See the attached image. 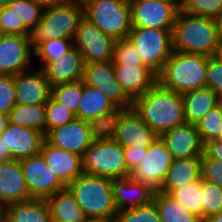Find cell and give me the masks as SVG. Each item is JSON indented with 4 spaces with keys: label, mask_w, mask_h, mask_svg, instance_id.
Listing matches in <instances>:
<instances>
[{
    "label": "cell",
    "mask_w": 222,
    "mask_h": 222,
    "mask_svg": "<svg viewBox=\"0 0 222 222\" xmlns=\"http://www.w3.org/2000/svg\"><path fill=\"white\" fill-rule=\"evenodd\" d=\"M180 10L187 14L215 19L222 13V0H183Z\"/></svg>",
    "instance_id": "39"
},
{
    "label": "cell",
    "mask_w": 222,
    "mask_h": 222,
    "mask_svg": "<svg viewBox=\"0 0 222 222\" xmlns=\"http://www.w3.org/2000/svg\"><path fill=\"white\" fill-rule=\"evenodd\" d=\"M120 109L98 88L83 82V93L78 107L77 118L105 130Z\"/></svg>",
    "instance_id": "17"
},
{
    "label": "cell",
    "mask_w": 222,
    "mask_h": 222,
    "mask_svg": "<svg viewBox=\"0 0 222 222\" xmlns=\"http://www.w3.org/2000/svg\"><path fill=\"white\" fill-rule=\"evenodd\" d=\"M84 17L115 41L132 30L129 0H92L83 6Z\"/></svg>",
    "instance_id": "7"
},
{
    "label": "cell",
    "mask_w": 222,
    "mask_h": 222,
    "mask_svg": "<svg viewBox=\"0 0 222 222\" xmlns=\"http://www.w3.org/2000/svg\"><path fill=\"white\" fill-rule=\"evenodd\" d=\"M7 7L16 12L30 32L36 28L43 13V9L32 0H11Z\"/></svg>",
    "instance_id": "36"
},
{
    "label": "cell",
    "mask_w": 222,
    "mask_h": 222,
    "mask_svg": "<svg viewBox=\"0 0 222 222\" xmlns=\"http://www.w3.org/2000/svg\"><path fill=\"white\" fill-rule=\"evenodd\" d=\"M144 66L158 75L173 52L172 29L132 27L127 37Z\"/></svg>",
    "instance_id": "8"
},
{
    "label": "cell",
    "mask_w": 222,
    "mask_h": 222,
    "mask_svg": "<svg viewBox=\"0 0 222 222\" xmlns=\"http://www.w3.org/2000/svg\"><path fill=\"white\" fill-rule=\"evenodd\" d=\"M90 1H92V0H64V2H70V3L82 5V6H84L85 4H87Z\"/></svg>",
    "instance_id": "54"
},
{
    "label": "cell",
    "mask_w": 222,
    "mask_h": 222,
    "mask_svg": "<svg viewBox=\"0 0 222 222\" xmlns=\"http://www.w3.org/2000/svg\"><path fill=\"white\" fill-rule=\"evenodd\" d=\"M132 108L158 136L186 123L182 94L164 88L158 82L136 97Z\"/></svg>",
    "instance_id": "1"
},
{
    "label": "cell",
    "mask_w": 222,
    "mask_h": 222,
    "mask_svg": "<svg viewBox=\"0 0 222 222\" xmlns=\"http://www.w3.org/2000/svg\"><path fill=\"white\" fill-rule=\"evenodd\" d=\"M15 104V76L0 75V113L9 114Z\"/></svg>",
    "instance_id": "43"
},
{
    "label": "cell",
    "mask_w": 222,
    "mask_h": 222,
    "mask_svg": "<svg viewBox=\"0 0 222 222\" xmlns=\"http://www.w3.org/2000/svg\"><path fill=\"white\" fill-rule=\"evenodd\" d=\"M186 123L196 124L211 109L218 106V95L205 86L182 94Z\"/></svg>",
    "instance_id": "29"
},
{
    "label": "cell",
    "mask_w": 222,
    "mask_h": 222,
    "mask_svg": "<svg viewBox=\"0 0 222 222\" xmlns=\"http://www.w3.org/2000/svg\"><path fill=\"white\" fill-rule=\"evenodd\" d=\"M34 48L30 36L1 35L0 75H16L33 69Z\"/></svg>",
    "instance_id": "16"
},
{
    "label": "cell",
    "mask_w": 222,
    "mask_h": 222,
    "mask_svg": "<svg viewBox=\"0 0 222 222\" xmlns=\"http://www.w3.org/2000/svg\"><path fill=\"white\" fill-rule=\"evenodd\" d=\"M90 222L114 221L118 213L111 178L83 173L66 186Z\"/></svg>",
    "instance_id": "3"
},
{
    "label": "cell",
    "mask_w": 222,
    "mask_h": 222,
    "mask_svg": "<svg viewBox=\"0 0 222 222\" xmlns=\"http://www.w3.org/2000/svg\"><path fill=\"white\" fill-rule=\"evenodd\" d=\"M218 105L222 107V92L218 95Z\"/></svg>",
    "instance_id": "57"
},
{
    "label": "cell",
    "mask_w": 222,
    "mask_h": 222,
    "mask_svg": "<svg viewBox=\"0 0 222 222\" xmlns=\"http://www.w3.org/2000/svg\"><path fill=\"white\" fill-rule=\"evenodd\" d=\"M216 26H217V32H218V38L220 41V44H222V13L215 18Z\"/></svg>",
    "instance_id": "50"
},
{
    "label": "cell",
    "mask_w": 222,
    "mask_h": 222,
    "mask_svg": "<svg viewBox=\"0 0 222 222\" xmlns=\"http://www.w3.org/2000/svg\"><path fill=\"white\" fill-rule=\"evenodd\" d=\"M2 217V209H0V218Z\"/></svg>",
    "instance_id": "60"
},
{
    "label": "cell",
    "mask_w": 222,
    "mask_h": 222,
    "mask_svg": "<svg viewBox=\"0 0 222 222\" xmlns=\"http://www.w3.org/2000/svg\"><path fill=\"white\" fill-rule=\"evenodd\" d=\"M122 147H149L159 136L133 109H121L104 130Z\"/></svg>",
    "instance_id": "9"
},
{
    "label": "cell",
    "mask_w": 222,
    "mask_h": 222,
    "mask_svg": "<svg viewBox=\"0 0 222 222\" xmlns=\"http://www.w3.org/2000/svg\"><path fill=\"white\" fill-rule=\"evenodd\" d=\"M125 162L128 168V171H133L138 167L143 160L144 155L147 154V147H123Z\"/></svg>",
    "instance_id": "46"
},
{
    "label": "cell",
    "mask_w": 222,
    "mask_h": 222,
    "mask_svg": "<svg viewBox=\"0 0 222 222\" xmlns=\"http://www.w3.org/2000/svg\"><path fill=\"white\" fill-rule=\"evenodd\" d=\"M83 82L102 93L120 110L133 107V100L116 80L112 61L84 64Z\"/></svg>",
    "instance_id": "14"
},
{
    "label": "cell",
    "mask_w": 222,
    "mask_h": 222,
    "mask_svg": "<svg viewBox=\"0 0 222 222\" xmlns=\"http://www.w3.org/2000/svg\"><path fill=\"white\" fill-rule=\"evenodd\" d=\"M200 158L173 159L159 192L170 194L174 189L198 181L201 178Z\"/></svg>",
    "instance_id": "26"
},
{
    "label": "cell",
    "mask_w": 222,
    "mask_h": 222,
    "mask_svg": "<svg viewBox=\"0 0 222 222\" xmlns=\"http://www.w3.org/2000/svg\"><path fill=\"white\" fill-rule=\"evenodd\" d=\"M72 42L73 47L81 54L84 64L113 60L116 41L85 17L80 21Z\"/></svg>",
    "instance_id": "10"
},
{
    "label": "cell",
    "mask_w": 222,
    "mask_h": 222,
    "mask_svg": "<svg viewBox=\"0 0 222 222\" xmlns=\"http://www.w3.org/2000/svg\"><path fill=\"white\" fill-rule=\"evenodd\" d=\"M203 221L222 211V187L202 179Z\"/></svg>",
    "instance_id": "37"
},
{
    "label": "cell",
    "mask_w": 222,
    "mask_h": 222,
    "mask_svg": "<svg viewBox=\"0 0 222 222\" xmlns=\"http://www.w3.org/2000/svg\"><path fill=\"white\" fill-rule=\"evenodd\" d=\"M202 178L183 186L182 188L174 189L169 195L176 202L181 204L189 212L194 213L203 221V206H202Z\"/></svg>",
    "instance_id": "32"
},
{
    "label": "cell",
    "mask_w": 222,
    "mask_h": 222,
    "mask_svg": "<svg viewBox=\"0 0 222 222\" xmlns=\"http://www.w3.org/2000/svg\"><path fill=\"white\" fill-rule=\"evenodd\" d=\"M46 201L53 222H90L67 187Z\"/></svg>",
    "instance_id": "28"
},
{
    "label": "cell",
    "mask_w": 222,
    "mask_h": 222,
    "mask_svg": "<svg viewBox=\"0 0 222 222\" xmlns=\"http://www.w3.org/2000/svg\"><path fill=\"white\" fill-rule=\"evenodd\" d=\"M195 125L204 145L218 140L222 132V107L218 105L211 109Z\"/></svg>",
    "instance_id": "35"
},
{
    "label": "cell",
    "mask_w": 222,
    "mask_h": 222,
    "mask_svg": "<svg viewBox=\"0 0 222 222\" xmlns=\"http://www.w3.org/2000/svg\"><path fill=\"white\" fill-rule=\"evenodd\" d=\"M219 45L214 18L191 15L179 10L172 29L173 51L213 57Z\"/></svg>",
    "instance_id": "2"
},
{
    "label": "cell",
    "mask_w": 222,
    "mask_h": 222,
    "mask_svg": "<svg viewBox=\"0 0 222 222\" xmlns=\"http://www.w3.org/2000/svg\"><path fill=\"white\" fill-rule=\"evenodd\" d=\"M20 166L31 198L47 199L66 187L41 154L20 160Z\"/></svg>",
    "instance_id": "15"
},
{
    "label": "cell",
    "mask_w": 222,
    "mask_h": 222,
    "mask_svg": "<svg viewBox=\"0 0 222 222\" xmlns=\"http://www.w3.org/2000/svg\"><path fill=\"white\" fill-rule=\"evenodd\" d=\"M112 194L118 212L145 206L153 201L155 192L130 176L111 178Z\"/></svg>",
    "instance_id": "22"
},
{
    "label": "cell",
    "mask_w": 222,
    "mask_h": 222,
    "mask_svg": "<svg viewBox=\"0 0 222 222\" xmlns=\"http://www.w3.org/2000/svg\"><path fill=\"white\" fill-rule=\"evenodd\" d=\"M218 140H219V141H222V132H221V135H220V137H219Z\"/></svg>",
    "instance_id": "59"
},
{
    "label": "cell",
    "mask_w": 222,
    "mask_h": 222,
    "mask_svg": "<svg viewBox=\"0 0 222 222\" xmlns=\"http://www.w3.org/2000/svg\"><path fill=\"white\" fill-rule=\"evenodd\" d=\"M222 66V44L216 49V52L213 56Z\"/></svg>",
    "instance_id": "53"
},
{
    "label": "cell",
    "mask_w": 222,
    "mask_h": 222,
    "mask_svg": "<svg viewBox=\"0 0 222 222\" xmlns=\"http://www.w3.org/2000/svg\"><path fill=\"white\" fill-rule=\"evenodd\" d=\"M161 222H203L200 217L181 204L172 196L163 192H156L153 197Z\"/></svg>",
    "instance_id": "31"
},
{
    "label": "cell",
    "mask_w": 222,
    "mask_h": 222,
    "mask_svg": "<svg viewBox=\"0 0 222 222\" xmlns=\"http://www.w3.org/2000/svg\"><path fill=\"white\" fill-rule=\"evenodd\" d=\"M112 63L113 65L144 66L137 49L128 38L115 42Z\"/></svg>",
    "instance_id": "42"
},
{
    "label": "cell",
    "mask_w": 222,
    "mask_h": 222,
    "mask_svg": "<svg viewBox=\"0 0 222 222\" xmlns=\"http://www.w3.org/2000/svg\"><path fill=\"white\" fill-rule=\"evenodd\" d=\"M173 161L172 155L164 142L158 137L149 147L140 165L130 172V177L152 189L160 191L167 170Z\"/></svg>",
    "instance_id": "12"
},
{
    "label": "cell",
    "mask_w": 222,
    "mask_h": 222,
    "mask_svg": "<svg viewBox=\"0 0 222 222\" xmlns=\"http://www.w3.org/2000/svg\"><path fill=\"white\" fill-rule=\"evenodd\" d=\"M3 143L10 148L13 160L20 161L40 154L45 134L28 128L8 123L0 134Z\"/></svg>",
    "instance_id": "19"
},
{
    "label": "cell",
    "mask_w": 222,
    "mask_h": 222,
    "mask_svg": "<svg viewBox=\"0 0 222 222\" xmlns=\"http://www.w3.org/2000/svg\"><path fill=\"white\" fill-rule=\"evenodd\" d=\"M30 199L20 161L0 162V208Z\"/></svg>",
    "instance_id": "21"
},
{
    "label": "cell",
    "mask_w": 222,
    "mask_h": 222,
    "mask_svg": "<svg viewBox=\"0 0 222 222\" xmlns=\"http://www.w3.org/2000/svg\"><path fill=\"white\" fill-rule=\"evenodd\" d=\"M209 58L201 54L173 51L157 75V82L179 94L205 87Z\"/></svg>",
    "instance_id": "4"
},
{
    "label": "cell",
    "mask_w": 222,
    "mask_h": 222,
    "mask_svg": "<svg viewBox=\"0 0 222 222\" xmlns=\"http://www.w3.org/2000/svg\"><path fill=\"white\" fill-rule=\"evenodd\" d=\"M0 222H6L3 217L0 218Z\"/></svg>",
    "instance_id": "58"
},
{
    "label": "cell",
    "mask_w": 222,
    "mask_h": 222,
    "mask_svg": "<svg viewBox=\"0 0 222 222\" xmlns=\"http://www.w3.org/2000/svg\"><path fill=\"white\" fill-rule=\"evenodd\" d=\"M204 152L218 161H222V141L212 140L205 144Z\"/></svg>",
    "instance_id": "47"
},
{
    "label": "cell",
    "mask_w": 222,
    "mask_h": 222,
    "mask_svg": "<svg viewBox=\"0 0 222 222\" xmlns=\"http://www.w3.org/2000/svg\"><path fill=\"white\" fill-rule=\"evenodd\" d=\"M83 93V80L68 83H59L52 86V97L77 118L78 107Z\"/></svg>",
    "instance_id": "33"
},
{
    "label": "cell",
    "mask_w": 222,
    "mask_h": 222,
    "mask_svg": "<svg viewBox=\"0 0 222 222\" xmlns=\"http://www.w3.org/2000/svg\"><path fill=\"white\" fill-rule=\"evenodd\" d=\"M168 148L173 159L201 157L204 153V144L196 125L185 123L159 136Z\"/></svg>",
    "instance_id": "18"
},
{
    "label": "cell",
    "mask_w": 222,
    "mask_h": 222,
    "mask_svg": "<svg viewBox=\"0 0 222 222\" xmlns=\"http://www.w3.org/2000/svg\"><path fill=\"white\" fill-rule=\"evenodd\" d=\"M45 110L46 133L49 130L61 127L76 118V115L73 112L56 101L52 96L45 103Z\"/></svg>",
    "instance_id": "38"
},
{
    "label": "cell",
    "mask_w": 222,
    "mask_h": 222,
    "mask_svg": "<svg viewBox=\"0 0 222 222\" xmlns=\"http://www.w3.org/2000/svg\"><path fill=\"white\" fill-rule=\"evenodd\" d=\"M15 75L16 104H45L52 95V85L40 68Z\"/></svg>",
    "instance_id": "20"
},
{
    "label": "cell",
    "mask_w": 222,
    "mask_h": 222,
    "mask_svg": "<svg viewBox=\"0 0 222 222\" xmlns=\"http://www.w3.org/2000/svg\"><path fill=\"white\" fill-rule=\"evenodd\" d=\"M101 131L93 123L75 118L61 127L49 130L45 134V141L83 157Z\"/></svg>",
    "instance_id": "11"
},
{
    "label": "cell",
    "mask_w": 222,
    "mask_h": 222,
    "mask_svg": "<svg viewBox=\"0 0 222 222\" xmlns=\"http://www.w3.org/2000/svg\"><path fill=\"white\" fill-rule=\"evenodd\" d=\"M167 2H172L173 4H176L179 8H181L183 0H164Z\"/></svg>",
    "instance_id": "55"
},
{
    "label": "cell",
    "mask_w": 222,
    "mask_h": 222,
    "mask_svg": "<svg viewBox=\"0 0 222 222\" xmlns=\"http://www.w3.org/2000/svg\"><path fill=\"white\" fill-rule=\"evenodd\" d=\"M6 222H53L46 199L11 203L2 209Z\"/></svg>",
    "instance_id": "27"
},
{
    "label": "cell",
    "mask_w": 222,
    "mask_h": 222,
    "mask_svg": "<svg viewBox=\"0 0 222 222\" xmlns=\"http://www.w3.org/2000/svg\"><path fill=\"white\" fill-rule=\"evenodd\" d=\"M83 172L108 178L130 176L123 147L102 130L83 157Z\"/></svg>",
    "instance_id": "5"
},
{
    "label": "cell",
    "mask_w": 222,
    "mask_h": 222,
    "mask_svg": "<svg viewBox=\"0 0 222 222\" xmlns=\"http://www.w3.org/2000/svg\"><path fill=\"white\" fill-rule=\"evenodd\" d=\"M132 27L173 29L180 8L164 0H129Z\"/></svg>",
    "instance_id": "13"
},
{
    "label": "cell",
    "mask_w": 222,
    "mask_h": 222,
    "mask_svg": "<svg viewBox=\"0 0 222 222\" xmlns=\"http://www.w3.org/2000/svg\"><path fill=\"white\" fill-rule=\"evenodd\" d=\"M206 86L211 88L217 95L222 92V66L214 57L208 59Z\"/></svg>",
    "instance_id": "45"
},
{
    "label": "cell",
    "mask_w": 222,
    "mask_h": 222,
    "mask_svg": "<svg viewBox=\"0 0 222 222\" xmlns=\"http://www.w3.org/2000/svg\"><path fill=\"white\" fill-rule=\"evenodd\" d=\"M203 222H222V211L218 214L212 215Z\"/></svg>",
    "instance_id": "52"
},
{
    "label": "cell",
    "mask_w": 222,
    "mask_h": 222,
    "mask_svg": "<svg viewBox=\"0 0 222 222\" xmlns=\"http://www.w3.org/2000/svg\"><path fill=\"white\" fill-rule=\"evenodd\" d=\"M200 161L201 178L222 187V161L210 158L205 152Z\"/></svg>",
    "instance_id": "44"
},
{
    "label": "cell",
    "mask_w": 222,
    "mask_h": 222,
    "mask_svg": "<svg viewBox=\"0 0 222 222\" xmlns=\"http://www.w3.org/2000/svg\"><path fill=\"white\" fill-rule=\"evenodd\" d=\"M116 80L134 100L157 83V75L146 66L113 65Z\"/></svg>",
    "instance_id": "25"
},
{
    "label": "cell",
    "mask_w": 222,
    "mask_h": 222,
    "mask_svg": "<svg viewBox=\"0 0 222 222\" xmlns=\"http://www.w3.org/2000/svg\"><path fill=\"white\" fill-rule=\"evenodd\" d=\"M9 123L8 114L0 113V134L5 130Z\"/></svg>",
    "instance_id": "51"
},
{
    "label": "cell",
    "mask_w": 222,
    "mask_h": 222,
    "mask_svg": "<svg viewBox=\"0 0 222 222\" xmlns=\"http://www.w3.org/2000/svg\"><path fill=\"white\" fill-rule=\"evenodd\" d=\"M73 39L53 38L40 42L34 48V59L39 60L37 68H42L48 61L57 59L73 47Z\"/></svg>",
    "instance_id": "34"
},
{
    "label": "cell",
    "mask_w": 222,
    "mask_h": 222,
    "mask_svg": "<svg viewBox=\"0 0 222 222\" xmlns=\"http://www.w3.org/2000/svg\"><path fill=\"white\" fill-rule=\"evenodd\" d=\"M41 70L52 86L76 82L83 79L84 62L81 54L72 47L57 59L48 61Z\"/></svg>",
    "instance_id": "24"
},
{
    "label": "cell",
    "mask_w": 222,
    "mask_h": 222,
    "mask_svg": "<svg viewBox=\"0 0 222 222\" xmlns=\"http://www.w3.org/2000/svg\"><path fill=\"white\" fill-rule=\"evenodd\" d=\"M0 34L31 36V32L24 26L22 19H19L16 12L7 6L0 8Z\"/></svg>",
    "instance_id": "41"
},
{
    "label": "cell",
    "mask_w": 222,
    "mask_h": 222,
    "mask_svg": "<svg viewBox=\"0 0 222 222\" xmlns=\"http://www.w3.org/2000/svg\"><path fill=\"white\" fill-rule=\"evenodd\" d=\"M11 0H0V8L7 6V4L10 2Z\"/></svg>",
    "instance_id": "56"
},
{
    "label": "cell",
    "mask_w": 222,
    "mask_h": 222,
    "mask_svg": "<svg viewBox=\"0 0 222 222\" xmlns=\"http://www.w3.org/2000/svg\"><path fill=\"white\" fill-rule=\"evenodd\" d=\"M116 222H161L158 209L152 201L145 206L118 212Z\"/></svg>",
    "instance_id": "40"
},
{
    "label": "cell",
    "mask_w": 222,
    "mask_h": 222,
    "mask_svg": "<svg viewBox=\"0 0 222 222\" xmlns=\"http://www.w3.org/2000/svg\"><path fill=\"white\" fill-rule=\"evenodd\" d=\"M40 154L65 186L84 173L82 156L76 153L54 147L44 141Z\"/></svg>",
    "instance_id": "23"
},
{
    "label": "cell",
    "mask_w": 222,
    "mask_h": 222,
    "mask_svg": "<svg viewBox=\"0 0 222 222\" xmlns=\"http://www.w3.org/2000/svg\"><path fill=\"white\" fill-rule=\"evenodd\" d=\"M42 9L51 8L52 6L60 5L64 0H32Z\"/></svg>",
    "instance_id": "49"
},
{
    "label": "cell",
    "mask_w": 222,
    "mask_h": 222,
    "mask_svg": "<svg viewBox=\"0 0 222 222\" xmlns=\"http://www.w3.org/2000/svg\"><path fill=\"white\" fill-rule=\"evenodd\" d=\"M13 160L10 148H7L0 137V162Z\"/></svg>",
    "instance_id": "48"
},
{
    "label": "cell",
    "mask_w": 222,
    "mask_h": 222,
    "mask_svg": "<svg viewBox=\"0 0 222 222\" xmlns=\"http://www.w3.org/2000/svg\"><path fill=\"white\" fill-rule=\"evenodd\" d=\"M83 17V6L70 2L43 9L41 20L31 32L33 48L44 40L56 37L73 39Z\"/></svg>",
    "instance_id": "6"
},
{
    "label": "cell",
    "mask_w": 222,
    "mask_h": 222,
    "mask_svg": "<svg viewBox=\"0 0 222 222\" xmlns=\"http://www.w3.org/2000/svg\"><path fill=\"white\" fill-rule=\"evenodd\" d=\"M8 119L10 124L28 127L46 134L45 104H15L9 111Z\"/></svg>",
    "instance_id": "30"
}]
</instances>
